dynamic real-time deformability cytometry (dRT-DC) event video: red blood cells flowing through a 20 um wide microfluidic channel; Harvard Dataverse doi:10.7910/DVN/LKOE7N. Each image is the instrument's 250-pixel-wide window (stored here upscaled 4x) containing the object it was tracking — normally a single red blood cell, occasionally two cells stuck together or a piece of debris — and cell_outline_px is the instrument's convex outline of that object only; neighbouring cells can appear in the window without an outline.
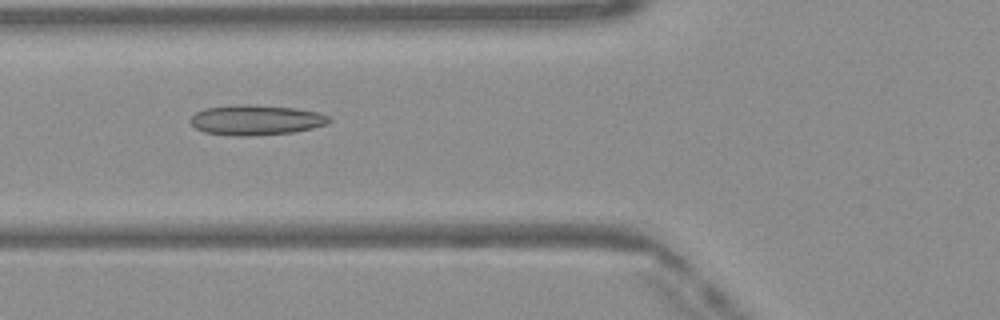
{"species": "Egyptian fruit bat (a non-hibernating species)", "species_latin": "Rousettus aegyptiacus", "temperature_condition": "warm", "stored_images_in_passage": 35, "camera_frame_rate_fps": 3000, "um_per_image_px": 0.085, "frame": {"image": 1, "passage_image": 4, "time_ms": 1.0, "image_size_px": [1000, 320], "cell_outline_px": [[332, 120], [328, 124], [312, 128], [292, 132], [248, 136], [236, 136], [204, 132], [196, 128], [188, 120], [196, 112], [204, 108], [236, 104], [252, 104], [296, 108], [320, 112], [328, 116]], "centroid_in_image_um": [21.76, 10.19], "position_along_channel_um": 104.0, "area_um2": 24.57}}
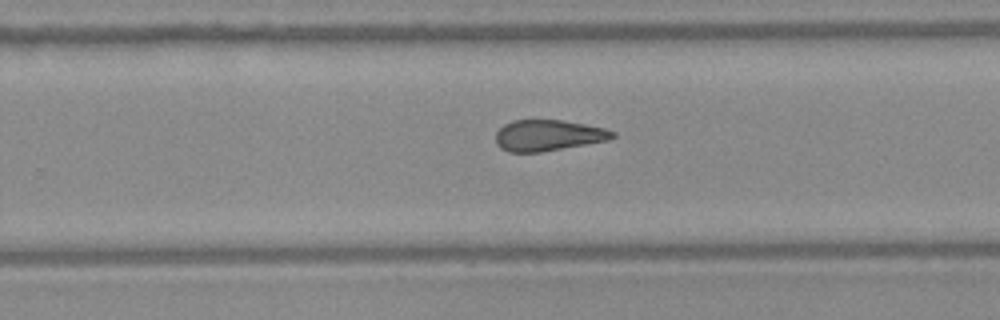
{"frame": {"image": 2, "passage_image": 17, "time_ms": 5.333, "image_size_px": [1000, 320], "cell_outline_px": [[616, 136], [608, 140], [540, 152], [508, 152], [500, 148], [496, 144], [496, 132], [504, 124], [512, 120], [560, 120], [584, 124], [604, 128], [616, 132]], "centroid_in_image_um": [46.57, 11.5], "position_along_channel_um": 283.2, "area_um2": 21.04}}
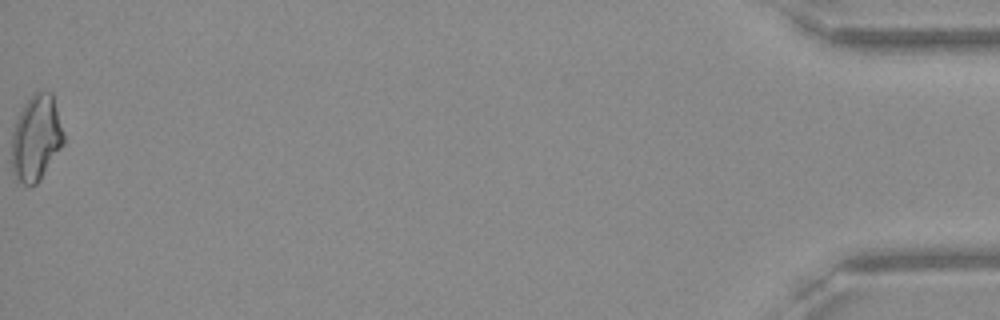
{"frame": {"image": 3, "passage_image": 35, "time_ms": 11.333, "image_size_px": [1000, 320], "cell_outline_px": [[64, 144], [40, 180], [36, 184], [24, 184], [16, 180], [12, 172], [12, 132], [16, 120], [24, 104], [32, 92], [52, 92], [64, 132]], "centroid_in_image_um": [3.08, 11.73], "position_along_channel_um": 432.1, "area_um2": 26.13}, "authors_computed_cell_mechanics": {"area_um2": 22.253, "velocity_mm_per_s": 4.1265, "shape_relaxation_time_tau1_ms": null, "shape_relaxation_time_tau2_ms": 3.4473, "deformation_change_tau1": null, "deformation_change_tau2": 0.1358}}